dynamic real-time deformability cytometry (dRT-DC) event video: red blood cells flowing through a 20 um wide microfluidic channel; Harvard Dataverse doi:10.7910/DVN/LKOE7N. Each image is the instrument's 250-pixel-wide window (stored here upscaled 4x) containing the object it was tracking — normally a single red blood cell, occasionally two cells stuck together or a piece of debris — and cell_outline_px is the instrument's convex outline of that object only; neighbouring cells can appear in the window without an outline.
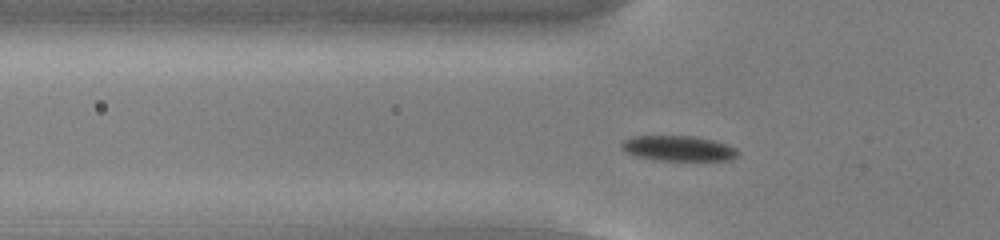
{"species": "common noctule bat (a hibernating species)", "species_latin": "Nyctalus noctula", "temperature_condition": "cold", "stored_images_in_passage": 45, "camera_frame_rate_fps": 3000, "um_per_image_px": 0.085, "animal": {"sex": "male", "body_mass_g": 13.0, "forearm_length_mm": 53.1}, "frame": {"image": 1, "passage_image": 9, "time_ms": 2.667, "image_size_px": [1000, 240], "cell_outline_px": [[740, 152], [732, 160], [656, 160], [636, 156], [620, 148], [620, 144], [624, 140], [632, 136], [692, 136], [712, 140], [728, 144], [736, 148]], "centroid_in_image_um": [57.67, 12.61], "position_along_channel_um": 68.1, "area_um2": 17.11}}
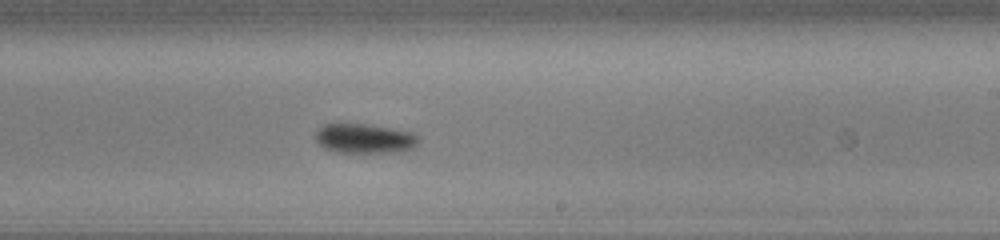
{"frame": {"image": 2, "passage_image": 24, "time_ms": 7.667, "image_size_px": [1000, 240], "cell_outline_px": [[420, 140], [412, 148], [400, 152], [336, 152], [324, 148], [316, 140], [316, 132], [324, 124], [336, 120], [368, 124], [392, 128], [408, 132], [420, 136]], "centroid_in_image_um": [30.94, 11.73], "position_along_channel_um": 258.1, "area_um2": 18.26}}
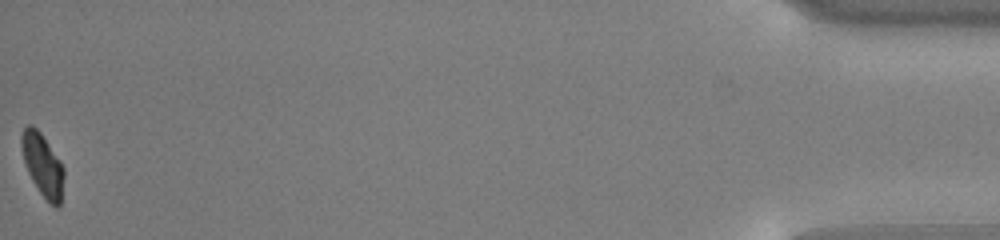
{"frame": {"image": 3, "passage_image": 45, "time_ms": 14.667, "image_size_px": [1000, 240], "cell_outline_px": [[64, 176], [60, 208], [56, 208], [40, 192], [32, 180], [28, 172], [24, 160], [20, 144], [20, 136], [24, 128], [28, 124], [32, 124], [40, 132], [60, 160], [64, 168]], "centroid_in_image_um": [3.63, 14.0], "position_along_channel_um": 431.6, "area_um2": 15.43}, "authors_computed_cell_mechanics": {"area_um2": 16.9354, "velocity_mm_per_s": 3.8326, "shape_relaxation_time_tau1_ms": 1.9377, "shape_relaxation_time_tau2_ms": null, "deformation_change_tau1": 0.0887, "deformation_change_tau2": null}}